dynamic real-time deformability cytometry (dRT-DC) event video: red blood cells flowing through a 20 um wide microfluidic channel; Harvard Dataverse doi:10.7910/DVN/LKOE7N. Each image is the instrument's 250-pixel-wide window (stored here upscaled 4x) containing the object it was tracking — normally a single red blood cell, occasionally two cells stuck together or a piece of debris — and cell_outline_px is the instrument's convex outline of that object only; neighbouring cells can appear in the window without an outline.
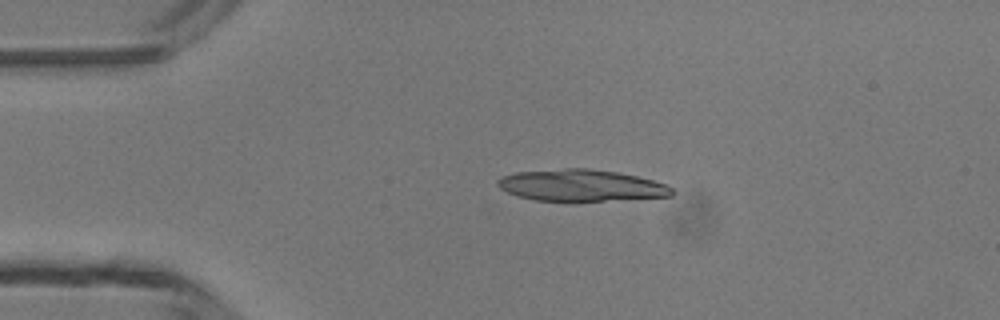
{"species": "common noctule bat (a hibernating species)", "species_latin": "Nyctalus noctula", "temperature_condition": "room temperature", "stored_images_in_passage": 4, "camera_frame_rate_fps": 3000, "um_per_image_px": 0.085, "animal": {"sex": "male", "body_mass_g": 13.3}, "frame": {"image": 1, "passage_image": 3, "time_ms": 3.0, "image_size_px": [1000, 320], "cell_outline_px": [[676, 192], [672, 196], [572, 204], [536, 200], [516, 196], [500, 188], [496, 184], [496, 180], [500, 176], [516, 172], [564, 168], [588, 168], [616, 172], [636, 176], [652, 180], [664, 184], [672, 188]], "centroid_in_image_um": [49.37, 15.8], "position_along_channel_um": 35.6, "area_um2": 33.35}}